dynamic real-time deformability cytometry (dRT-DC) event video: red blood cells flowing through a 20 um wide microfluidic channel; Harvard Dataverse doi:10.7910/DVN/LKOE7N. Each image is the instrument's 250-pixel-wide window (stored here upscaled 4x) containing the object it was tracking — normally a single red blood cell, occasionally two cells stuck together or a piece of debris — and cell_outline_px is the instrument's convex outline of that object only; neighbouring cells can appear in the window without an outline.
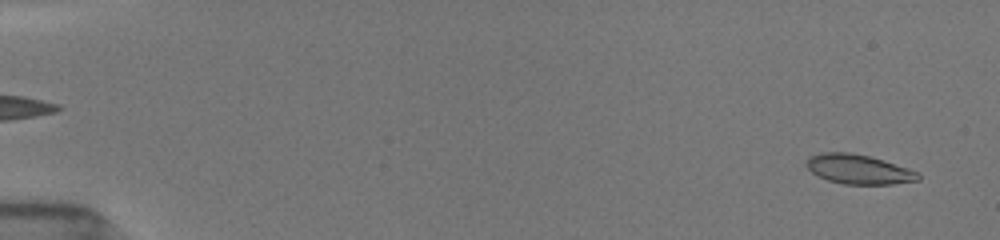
{"species": "common noctule bat (a hibernating species)", "species_latin": "Nyctalus noctula", "temperature_condition": "room temperature", "stored_images_in_passage": 52, "camera_frame_rate_fps": 3000, "um_per_image_px": 0.085, "animal": {"sex": "female", "body_mass_g": 19.5, "forearm_length_mm": 54.1}, "frame": {"image": 1, "passage_image": 2, "time_ms": 0.333, "image_size_px": [1000, 240], "cell_outline_px": [[920, 180], [892, 184], [844, 184], [828, 180], [816, 176], [804, 164], [808, 156], [824, 152], [852, 152], [868, 156], [908, 168], [920, 172]], "centroid_in_image_um": [72.95, 14.39], "position_along_channel_um": 12.0, "area_um2": 19.31}}
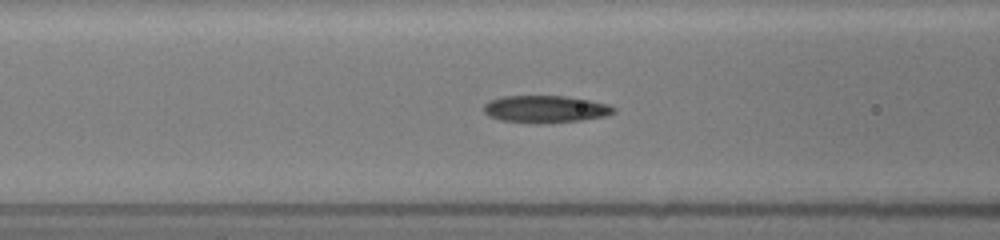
{"frame": {"image": 2, "passage_image": 22, "time_ms": 7.0, "image_size_px": [1000, 240], "cell_outline_px": [[616, 112], [604, 116], [580, 120], [536, 124], [500, 120], [488, 116], [484, 112], [484, 104], [492, 100], [504, 96], [564, 96], [588, 100], [608, 104], [616, 108]], "centroid_in_image_um": [46.35, 9.28], "position_along_channel_um": 120.3, "area_um2": 20.52}}
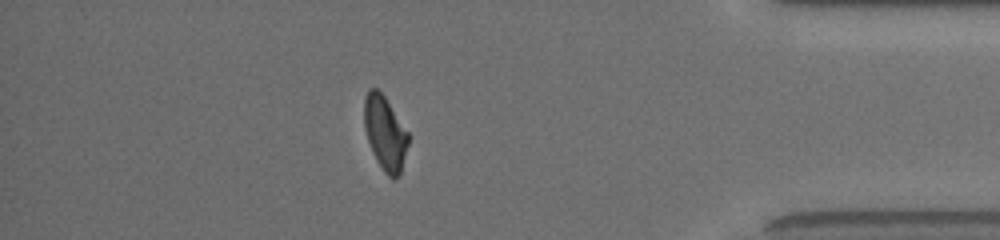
{"frame": {"image": 3, "passage_image": 46, "time_ms": 15.0, "image_size_px": [1000, 240], "cell_outline_px": [[408, 144], [400, 172], [392, 180], [384, 172], [376, 160], [368, 140], [364, 128], [364, 100], [368, 88], [376, 88], [384, 96], [408, 132]], "centroid_in_image_um": [32.71, 11.3], "position_along_channel_um": 402.5, "area_um2": 18.73}, "authors_computed_cell_mechanics": {"area_um2": 19.9988, "velocity_mm_per_s": 3.9278, "shape_relaxation_time_tau1_ms": 4.5899, "shape_relaxation_time_tau2_ms": 2.231, "deformation_change_tau1": 0.1812, "deformation_change_tau2": 0.0882}}